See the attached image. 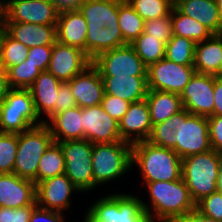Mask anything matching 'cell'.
Listing matches in <instances>:
<instances>
[{
	"label": "cell",
	"mask_w": 222,
	"mask_h": 222,
	"mask_svg": "<svg viewBox=\"0 0 222 222\" xmlns=\"http://www.w3.org/2000/svg\"><path fill=\"white\" fill-rule=\"evenodd\" d=\"M78 10L87 22L86 54L91 60L127 45L118 24L119 0H82Z\"/></svg>",
	"instance_id": "6da1fadb"
},
{
	"label": "cell",
	"mask_w": 222,
	"mask_h": 222,
	"mask_svg": "<svg viewBox=\"0 0 222 222\" xmlns=\"http://www.w3.org/2000/svg\"><path fill=\"white\" fill-rule=\"evenodd\" d=\"M148 192V202L142 200L143 208L153 222H168L196 209L186 183L181 178L177 181L143 182ZM154 213V214H153Z\"/></svg>",
	"instance_id": "7a4b0ae2"
},
{
	"label": "cell",
	"mask_w": 222,
	"mask_h": 222,
	"mask_svg": "<svg viewBox=\"0 0 222 222\" xmlns=\"http://www.w3.org/2000/svg\"><path fill=\"white\" fill-rule=\"evenodd\" d=\"M137 166L143 182L177 181L182 178V159L170 148L149 141L132 145V166Z\"/></svg>",
	"instance_id": "3957f363"
},
{
	"label": "cell",
	"mask_w": 222,
	"mask_h": 222,
	"mask_svg": "<svg viewBox=\"0 0 222 222\" xmlns=\"http://www.w3.org/2000/svg\"><path fill=\"white\" fill-rule=\"evenodd\" d=\"M221 165L222 154L213 149L182 159V179L195 203L217 191Z\"/></svg>",
	"instance_id": "277c9868"
},
{
	"label": "cell",
	"mask_w": 222,
	"mask_h": 222,
	"mask_svg": "<svg viewBox=\"0 0 222 222\" xmlns=\"http://www.w3.org/2000/svg\"><path fill=\"white\" fill-rule=\"evenodd\" d=\"M92 164L97 186L117 181L133 167L132 145L124 141L93 144Z\"/></svg>",
	"instance_id": "5b68a950"
},
{
	"label": "cell",
	"mask_w": 222,
	"mask_h": 222,
	"mask_svg": "<svg viewBox=\"0 0 222 222\" xmlns=\"http://www.w3.org/2000/svg\"><path fill=\"white\" fill-rule=\"evenodd\" d=\"M54 142L49 127L43 123L18 133V147L14 174L37 185V170L40 158Z\"/></svg>",
	"instance_id": "8992f818"
},
{
	"label": "cell",
	"mask_w": 222,
	"mask_h": 222,
	"mask_svg": "<svg viewBox=\"0 0 222 222\" xmlns=\"http://www.w3.org/2000/svg\"><path fill=\"white\" fill-rule=\"evenodd\" d=\"M42 124L29 89H11L0 103V133L18 134Z\"/></svg>",
	"instance_id": "52a82bcc"
},
{
	"label": "cell",
	"mask_w": 222,
	"mask_h": 222,
	"mask_svg": "<svg viewBox=\"0 0 222 222\" xmlns=\"http://www.w3.org/2000/svg\"><path fill=\"white\" fill-rule=\"evenodd\" d=\"M65 159V175L85 193L95 190L92 171L93 144L87 139L58 142Z\"/></svg>",
	"instance_id": "ba28073f"
},
{
	"label": "cell",
	"mask_w": 222,
	"mask_h": 222,
	"mask_svg": "<svg viewBox=\"0 0 222 222\" xmlns=\"http://www.w3.org/2000/svg\"><path fill=\"white\" fill-rule=\"evenodd\" d=\"M92 64L101 76H147L148 70L130 44L100 53Z\"/></svg>",
	"instance_id": "9c48e42d"
},
{
	"label": "cell",
	"mask_w": 222,
	"mask_h": 222,
	"mask_svg": "<svg viewBox=\"0 0 222 222\" xmlns=\"http://www.w3.org/2000/svg\"><path fill=\"white\" fill-rule=\"evenodd\" d=\"M194 73V65H180L163 58L148 67V89L181 95Z\"/></svg>",
	"instance_id": "30bf717a"
},
{
	"label": "cell",
	"mask_w": 222,
	"mask_h": 222,
	"mask_svg": "<svg viewBox=\"0 0 222 222\" xmlns=\"http://www.w3.org/2000/svg\"><path fill=\"white\" fill-rule=\"evenodd\" d=\"M211 149L207 117L188 112L180 122L179 143L172 150L184 159Z\"/></svg>",
	"instance_id": "8fae6325"
},
{
	"label": "cell",
	"mask_w": 222,
	"mask_h": 222,
	"mask_svg": "<svg viewBox=\"0 0 222 222\" xmlns=\"http://www.w3.org/2000/svg\"><path fill=\"white\" fill-rule=\"evenodd\" d=\"M59 10L44 0H4V22L56 25Z\"/></svg>",
	"instance_id": "7c38bea8"
},
{
	"label": "cell",
	"mask_w": 222,
	"mask_h": 222,
	"mask_svg": "<svg viewBox=\"0 0 222 222\" xmlns=\"http://www.w3.org/2000/svg\"><path fill=\"white\" fill-rule=\"evenodd\" d=\"M215 75L194 73L181 93L183 109L192 115L214 116Z\"/></svg>",
	"instance_id": "4fadbf2b"
},
{
	"label": "cell",
	"mask_w": 222,
	"mask_h": 222,
	"mask_svg": "<svg viewBox=\"0 0 222 222\" xmlns=\"http://www.w3.org/2000/svg\"><path fill=\"white\" fill-rule=\"evenodd\" d=\"M83 139L92 144L123 141L120 137L119 122L110 117L101 104L81 108Z\"/></svg>",
	"instance_id": "5bb4252c"
},
{
	"label": "cell",
	"mask_w": 222,
	"mask_h": 222,
	"mask_svg": "<svg viewBox=\"0 0 222 222\" xmlns=\"http://www.w3.org/2000/svg\"><path fill=\"white\" fill-rule=\"evenodd\" d=\"M91 64L92 60L83 50L56 41L52 45V56L47 71L61 82H69Z\"/></svg>",
	"instance_id": "9a60e30c"
},
{
	"label": "cell",
	"mask_w": 222,
	"mask_h": 222,
	"mask_svg": "<svg viewBox=\"0 0 222 222\" xmlns=\"http://www.w3.org/2000/svg\"><path fill=\"white\" fill-rule=\"evenodd\" d=\"M75 192L81 191L65 173L48 178L36 185L37 206L63 213L71 206V197Z\"/></svg>",
	"instance_id": "2e32d148"
},
{
	"label": "cell",
	"mask_w": 222,
	"mask_h": 222,
	"mask_svg": "<svg viewBox=\"0 0 222 222\" xmlns=\"http://www.w3.org/2000/svg\"><path fill=\"white\" fill-rule=\"evenodd\" d=\"M149 106L146 99L133 102L119 121L120 137L131 145L148 141L152 132Z\"/></svg>",
	"instance_id": "e0dca14e"
},
{
	"label": "cell",
	"mask_w": 222,
	"mask_h": 222,
	"mask_svg": "<svg viewBox=\"0 0 222 222\" xmlns=\"http://www.w3.org/2000/svg\"><path fill=\"white\" fill-rule=\"evenodd\" d=\"M68 83L78 107L85 108L101 104L105 93L104 85L99 70L93 64Z\"/></svg>",
	"instance_id": "ac0fdd59"
},
{
	"label": "cell",
	"mask_w": 222,
	"mask_h": 222,
	"mask_svg": "<svg viewBox=\"0 0 222 222\" xmlns=\"http://www.w3.org/2000/svg\"><path fill=\"white\" fill-rule=\"evenodd\" d=\"M36 201V184L14 173L0 174V207L20 208Z\"/></svg>",
	"instance_id": "d6986e66"
},
{
	"label": "cell",
	"mask_w": 222,
	"mask_h": 222,
	"mask_svg": "<svg viewBox=\"0 0 222 222\" xmlns=\"http://www.w3.org/2000/svg\"><path fill=\"white\" fill-rule=\"evenodd\" d=\"M86 35L87 22L78 8L59 11L56 24L59 43L77 47L86 53Z\"/></svg>",
	"instance_id": "ffe728a7"
},
{
	"label": "cell",
	"mask_w": 222,
	"mask_h": 222,
	"mask_svg": "<svg viewBox=\"0 0 222 222\" xmlns=\"http://www.w3.org/2000/svg\"><path fill=\"white\" fill-rule=\"evenodd\" d=\"M61 83L50 72L42 71L29 88L36 113L45 124L54 116V106Z\"/></svg>",
	"instance_id": "44dd1931"
},
{
	"label": "cell",
	"mask_w": 222,
	"mask_h": 222,
	"mask_svg": "<svg viewBox=\"0 0 222 222\" xmlns=\"http://www.w3.org/2000/svg\"><path fill=\"white\" fill-rule=\"evenodd\" d=\"M4 30L15 40L32 48L53 45L57 41L56 25L4 22Z\"/></svg>",
	"instance_id": "7402d4cb"
},
{
	"label": "cell",
	"mask_w": 222,
	"mask_h": 222,
	"mask_svg": "<svg viewBox=\"0 0 222 222\" xmlns=\"http://www.w3.org/2000/svg\"><path fill=\"white\" fill-rule=\"evenodd\" d=\"M105 94L116 96L130 103L141 101L148 93L147 76H101Z\"/></svg>",
	"instance_id": "603a6c76"
},
{
	"label": "cell",
	"mask_w": 222,
	"mask_h": 222,
	"mask_svg": "<svg viewBox=\"0 0 222 222\" xmlns=\"http://www.w3.org/2000/svg\"><path fill=\"white\" fill-rule=\"evenodd\" d=\"M174 6L206 26L213 34H222V19L216 0H177Z\"/></svg>",
	"instance_id": "cb8c5ba5"
},
{
	"label": "cell",
	"mask_w": 222,
	"mask_h": 222,
	"mask_svg": "<svg viewBox=\"0 0 222 222\" xmlns=\"http://www.w3.org/2000/svg\"><path fill=\"white\" fill-rule=\"evenodd\" d=\"M222 62V34H213L209 39L195 45L194 69L196 73L219 77Z\"/></svg>",
	"instance_id": "d4e9b609"
},
{
	"label": "cell",
	"mask_w": 222,
	"mask_h": 222,
	"mask_svg": "<svg viewBox=\"0 0 222 222\" xmlns=\"http://www.w3.org/2000/svg\"><path fill=\"white\" fill-rule=\"evenodd\" d=\"M46 125L54 142L83 139L81 107L75 106L55 114Z\"/></svg>",
	"instance_id": "484cf974"
},
{
	"label": "cell",
	"mask_w": 222,
	"mask_h": 222,
	"mask_svg": "<svg viewBox=\"0 0 222 222\" xmlns=\"http://www.w3.org/2000/svg\"><path fill=\"white\" fill-rule=\"evenodd\" d=\"M145 99L149 106L152 125L166 121L183 110L180 94L149 89Z\"/></svg>",
	"instance_id": "4316f807"
},
{
	"label": "cell",
	"mask_w": 222,
	"mask_h": 222,
	"mask_svg": "<svg viewBox=\"0 0 222 222\" xmlns=\"http://www.w3.org/2000/svg\"><path fill=\"white\" fill-rule=\"evenodd\" d=\"M84 216V222H95L87 213ZM117 222H153V220L143 208L139 196L117 192Z\"/></svg>",
	"instance_id": "83f0119b"
},
{
	"label": "cell",
	"mask_w": 222,
	"mask_h": 222,
	"mask_svg": "<svg viewBox=\"0 0 222 222\" xmlns=\"http://www.w3.org/2000/svg\"><path fill=\"white\" fill-rule=\"evenodd\" d=\"M187 113L183 109L166 121L153 125L148 141L159 147L173 149L179 143L180 122Z\"/></svg>",
	"instance_id": "f1b7e54d"
},
{
	"label": "cell",
	"mask_w": 222,
	"mask_h": 222,
	"mask_svg": "<svg viewBox=\"0 0 222 222\" xmlns=\"http://www.w3.org/2000/svg\"><path fill=\"white\" fill-rule=\"evenodd\" d=\"M173 35L189 38L195 43L209 39L213 33L197 20L184 15L175 6L171 10Z\"/></svg>",
	"instance_id": "f546056e"
},
{
	"label": "cell",
	"mask_w": 222,
	"mask_h": 222,
	"mask_svg": "<svg viewBox=\"0 0 222 222\" xmlns=\"http://www.w3.org/2000/svg\"><path fill=\"white\" fill-rule=\"evenodd\" d=\"M118 24L127 44L144 32L145 21L126 0H119Z\"/></svg>",
	"instance_id": "4dcf8cb0"
},
{
	"label": "cell",
	"mask_w": 222,
	"mask_h": 222,
	"mask_svg": "<svg viewBox=\"0 0 222 222\" xmlns=\"http://www.w3.org/2000/svg\"><path fill=\"white\" fill-rule=\"evenodd\" d=\"M65 173V159L59 143L53 142L40 158L37 184L48 178Z\"/></svg>",
	"instance_id": "1f68e13d"
},
{
	"label": "cell",
	"mask_w": 222,
	"mask_h": 222,
	"mask_svg": "<svg viewBox=\"0 0 222 222\" xmlns=\"http://www.w3.org/2000/svg\"><path fill=\"white\" fill-rule=\"evenodd\" d=\"M130 45L147 67L165 58L166 43L144 32L132 41Z\"/></svg>",
	"instance_id": "d6a6232c"
},
{
	"label": "cell",
	"mask_w": 222,
	"mask_h": 222,
	"mask_svg": "<svg viewBox=\"0 0 222 222\" xmlns=\"http://www.w3.org/2000/svg\"><path fill=\"white\" fill-rule=\"evenodd\" d=\"M29 47L13 39L5 30L0 42V66L7 71L27 58Z\"/></svg>",
	"instance_id": "836d02e7"
},
{
	"label": "cell",
	"mask_w": 222,
	"mask_h": 222,
	"mask_svg": "<svg viewBox=\"0 0 222 222\" xmlns=\"http://www.w3.org/2000/svg\"><path fill=\"white\" fill-rule=\"evenodd\" d=\"M195 45L189 38L173 35L166 43L165 58L180 65H194Z\"/></svg>",
	"instance_id": "e575fe53"
},
{
	"label": "cell",
	"mask_w": 222,
	"mask_h": 222,
	"mask_svg": "<svg viewBox=\"0 0 222 222\" xmlns=\"http://www.w3.org/2000/svg\"><path fill=\"white\" fill-rule=\"evenodd\" d=\"M42 71L27 59L6 71L12 89H29Z\"/></svg>",
	"instance_id": "d590c367"
},
{
	"label": "cell",
	"mask_w": 222,
	"mask_h": 222,
	"mask_svg": "<svg viewBox=\"0 0 222 222\" xmlns=\"http://www.w3.org/2000/svg\"><path fill=\"white\" fill-rule=\"evenodd\" d=\"M144 21L163 18L171 13L172 0H126Z\"/></svg>",
	"instance_id": "8d00e7d4"
},
{
	"label": "cell",
	"mask_w": 222,
	"mask_h": 222,
	"mask_svg": "<svg viewBox=\"0 0 222 222\" xmlns=\"http://www.w3.org/2000/svg\"><path fill=\"white\" fill-rule=\"evenodd\" d=\"M87 210L95 222H117V193L100 196Z\"/></svg>",
	"instance_id": "74e56055"
},
{
	"label": "cell",
	"mask_w": 222,
	"mask_h": 222,
	"mask_svg": "<svg viewBox=\"0 0 222 222\" xmlns=\"http://www.w3.org/2000/svg\"><path fill=\"white\" fill-rule=\"evenodd\" d=\"M17 147V133H0V174L14 173Z\"/></svg>",
	"instance_id": "f35d334b"
},
{
	"label": "cell",
	"mask_w": 222,
	"mask_h": 222,
	"mask_svg": "<svg viewBox=\"0 0 222 222\" xmlns=\"http://www.w3.org/2000/svg\"><path fill=\"white\" fill-rule=\"evenodd\" d=\"M144 33L167 43L173 36L171 13L163 18L145 21Z\"/></svg>",
	"instance_id": "ab89813d"
},
{
	"label": "cell",
	"mask_w": 222,
	"mask_h": 222,
	"mask_svg": "<svg viewBox=\"0 0 222 222\" xmlns=\"http://www.w3.org/2000/svg\"><path fill=\"white\" fill-rule=\"evenodd\" d=\"M196 210L202 215L222 222V193L215 191L196 203Z\"/></svg>",
	"instance_id": "60d3db41"
},
{
	"label": "cell",
	"mask_w": 222,
	"mask_h": 222,
	"mask_svg": "<svg viewBox=\"0 0 222 222\" xmlns=\"http://www.w3.org/2000/svg\"><path fill=\"white\" fill-rule=\"evenodd\" d=\"M130 102L120 99L116 96L105 94L101 106L106 113L119 122L129 109Z\"/></svg>",
	"instance_id": "b9f144b4"
},
{
	"label": "cell",
	"mask_w": 222,
	"mask_h": 222,
	"mask_svg": "<svg viewBox=\"0 0 222 222\" xmlns=\"http://www.w3.org/2000/svg\"><path fill=\"white\" fill-rule=\"evenodd\" d=\"M36 207V201L32 205L20 208L0 207V222H29L31 214Z\"/></svg>",
	"instance_id": "7bdbcfd3"
},
{
	"label": "cell",
	"mask_w": 222,
	"mask_h": 222,
	"mask_svg": "<svg viewBox=\"0 0 222 222\" xmlns=\"http://www.w3.org/2000/svg\"><path fill=\"white\" fill-rule=\"evenodd\" d=\"M52 56V45L29 48L27 60L36 65L41 71H47Z\"/></svg>",
	"instance_id": "ee69618b"
},
{
	"label": "cell",
	"mask_w": 222,
	"mask_h": 222,
	"mask_svg": "<svg viewBox=\"0 0 222 222\" xmlns=\"http://www.w3.org/2000/svg\"><path fill=\"white\" fill-rule=\"evenodd\" d=\"M75 106H77L76 99L71 93L69 83L62 82L58 89L56 104L54 106V115L62 111L71 109Z\"/></svg>",
	"instance_id": "f6af8a7d"
},
{
	"label": "cell",
	"mask_w": 222,
	"mask_h": 222,
	"mask_svg": "<svg viewBox=\"0 0 222 222\" xmlns=\"http://www.w3.org/2000/svg\"><path fill=\"white\" fill-rule=\"evenodd\" d=\"M207 119L211 148L222 154V116H209Z\"/></svg>",
	"instance_id": "bcb514c9"
},
{
	"label": "cell",
	"mask_w": 222,
	"mask_h": 222,
	"mask_svg": "<svg viewBox=\"0 0 222 222\" xmlns=\"http://www.w3.org/2000/svg\"><path fill=\"white\" fill-rule=\"evenodd\" d=\"M64 214L59 211L43 209L37 206L30 217L29 222H65Z\"/></svg>",
	"instance_id": "7dc6e473"
},
{
	"label": "cell",
	"mask_w": 222,
	"mask_h": 222,
	"mask_svg": "<svg viewBox=\"0 0 222 222\" xmlns=\"http://www.w3.org/2000/svg\"><path fill=\"white\" fill-rule=\"evenodd\" d=\"M168 222H220L202 215L198 210H193L180 217L173 218Z\"/></svg>",
	"instance_id": "c3c4849f"
},
{
	"label": "cell",
	"mask_w": 222,
	"mask_h": 222,
	"mask_svg": "<svg viewBox=\"0 0 222 222\" xmlns=\"http://www.w3.org/2000/svg\"><path fill=\"white\" fill-rule=\"evenodd\" d=\"M214 116H222V78L215 76Z\"/></svg>",
	"instance_id": "681fc988"
},
{
	"label": "cell",
	"mask_w": 222,
	"mask_h": 222,
	"mask_svg": "<svg viewBox=\"0 0 222 222\" xmlns=\"http://www.w3.org/2000/svg\"><path fill=\"white\" fill-rule=\"evenodd\" d=\"M11 89L6 71L0 66V103L5 100Z\"/></svg>",
	"instance_id": "f907efd6"
},
{
	"label": "cell",
	"mask_w": 222,
	"mask_h": 222,
	"mask_svg": "<svg viewBox=\"0 0 222 222\" xmlns=\"http://www.w3.org/2000/svg\"><path fill=\"white\" fill-rule=\"evenodd\" d=\"M81 1L82 0H56L55 6L59 11L77 9Z\"/></svg>",
	"instance_id": "816d5d0a"
},
{
	"label": "cell",
	"mask_w": 222,
	"mask_h": 222,
	"mask_svg": "<svg viewBox=\"0 0 222 222\" xmlns=\"http://www.w3.org/2000/svg\"><path fill=\"white\" fill-rule=\"evenodd\" d=\"M216 188H217L218 192L222 193V165H221V168L219 170V175H218V178H217V181H216Z\"/></svg>",
	"instance_id": "f5cc1de1"
},
{
	"label": "cell",
	"mask_w": 222,
	"mask_h": 222,
	"mask_svg": "<svg viewBox=\"0 0 222 222\" xmlns=\"http://www.w3.org/2000/svg\"><path fill=\"white\" fill-rule=\"evenodd\" d=\"M4 27V0H0V28Z\"/></svg>",
	"instance_id": "db71d44e"
},
{
	"label": "cell",
	"mask_w": 222,
	"mask_h": 222,
	"mask_svg": "<svg viewBox=\"0 0 222 222\" xmlns=\"http://www.w3.org/2000/svg\"><path fill=\"white\" fill-rule=\"evenodd\" d=\"M217 6L219 8L220 16L222 19V0H216Z\"/></svg>",
	"instance_id": "11a10c76"
},
{
	"label": "cell",
	"mask_w": 222,
	"mask_h": 222,
	"mask_svg": "<svg viewBox=\"0 0 222 222\" xmlns=\"http://www.w3.org/2000/svg\"><path fill=\"white\" fill-rule=\"evenodd\" d=\"M219 78H222V62H221V65L219 67Z\"/></svg>",
	"instance_id": "9f6ffc18"
},
{
	"label": "cell",
	"mask_w": 222,
	"mask_h": 222,
	"mask_svg": "<svg viewBox=\"0 0 222 222\" xmlns=\"http://www.w3.org/2000/svg\"><path fill=\"white\" fill-rule=\"evenodd\" d=\"M3 32H4V27H1L0 28V42H1V38H2Z\"/></svg>",
	"instance_id": "6f0895ef"
},
{
	"label": "cell",
	"mask_w": 222,
	"mask_h": 222,
	"mask_svg": "<svg viewBox=\"0 0 222 222\" xmlns=\"http://www.w3.org/2000/svg\"><path fill=\"white\" fill-rule=\"evenodd\" d=\"M44 1H48V2H52V3H56V0H44Z\"/></svg>",
	"instance_id": "680465c9"
}]
</instances>
